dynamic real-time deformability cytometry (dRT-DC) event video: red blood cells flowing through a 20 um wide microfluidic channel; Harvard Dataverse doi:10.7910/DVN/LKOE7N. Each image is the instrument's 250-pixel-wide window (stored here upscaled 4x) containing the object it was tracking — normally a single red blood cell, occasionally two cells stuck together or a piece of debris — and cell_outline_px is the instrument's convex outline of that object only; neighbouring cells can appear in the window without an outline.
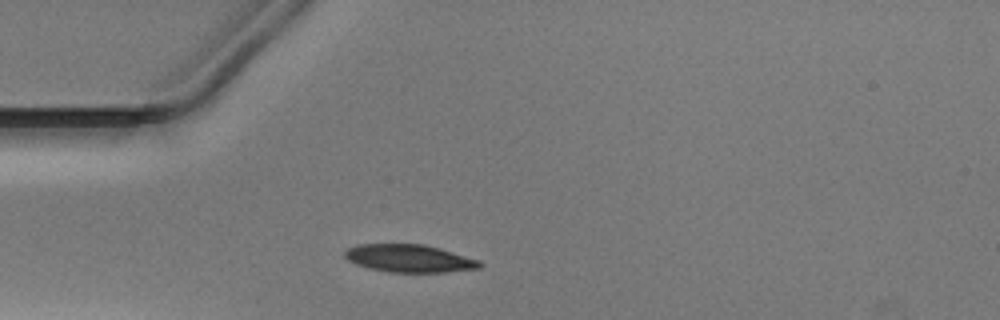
{"species": "Egyptian fruit bat (a non-hibernating species)", "species_latin": "Rousettus aegyptiacus", "temperature_condition": "warm", "stored_images_in_passage": 28, "camera_frame_rate_fps": 3000, "um_per_image_px": 0.085, "animal": {"sex": "male"}, "frame": {"image": 1, "passage_image": 1, "time_ms": 0.0, "image_size_px": [1000, 320], "cell_outline_px": [[484, 264], [480, 268], [444, 272], [388, 272], [356, 264], [348, 260], [344, 256], [344, 252], [348, 248], [356, 244], [424, 244], [440, 248], [480, 260]], "centroid_in_image_um": [34.81, 21.95], "position_along_channel_um": 50.2, "area_um2": 21.79}}
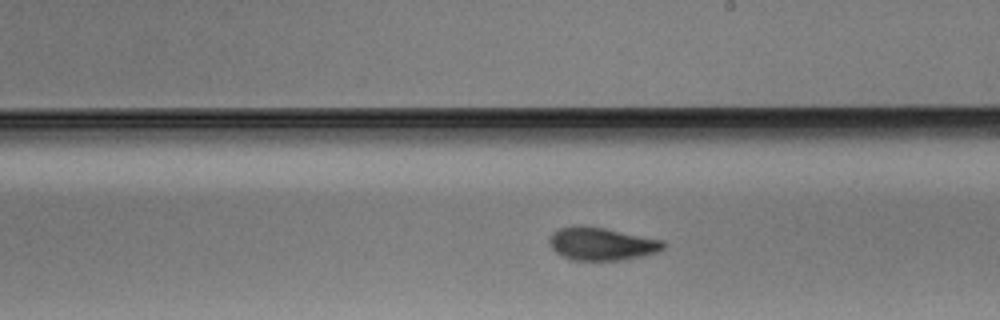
{"frame": {"image": 2, "passage_image": 16, "time_ms": 5.0, "image_size_px": [1000, 320], "cell_outline_px": [[668, 244], [664, 248], [656, 252], [640, 256], [620, 260], [576, 260], [564, 256], [556, 252], [552, 248], [548, 240], [548, 236], [556, 228], [576, 224], [580, 224], [604, 228], [664, 240]], "centroid_in_image_um": [51.11, 20.69], "position_along_channel_um": 237.9, "area_um2": 22.02}}
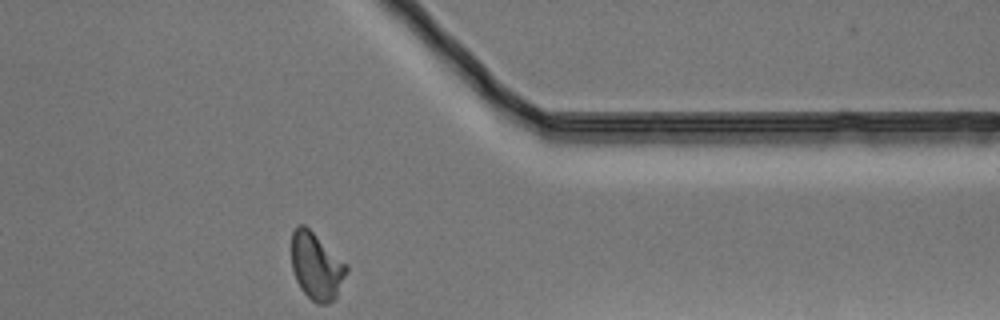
{"frame": {"image": 3, "passage_image": 28, "time_ms": 9.0, "image_size_px": [1000, 320], "cell_outline_px": [[348, 272], [336, 296], [328, 304], [316, 304], [300, 288], [296, 280], [292, 268], [292, 232], [296, 224], [304, 224], [348, 264]], "centroid_in_image_um": [26.9, 22.62], "position_along_channel_um": 384.5, "area_um2": 21.56}}